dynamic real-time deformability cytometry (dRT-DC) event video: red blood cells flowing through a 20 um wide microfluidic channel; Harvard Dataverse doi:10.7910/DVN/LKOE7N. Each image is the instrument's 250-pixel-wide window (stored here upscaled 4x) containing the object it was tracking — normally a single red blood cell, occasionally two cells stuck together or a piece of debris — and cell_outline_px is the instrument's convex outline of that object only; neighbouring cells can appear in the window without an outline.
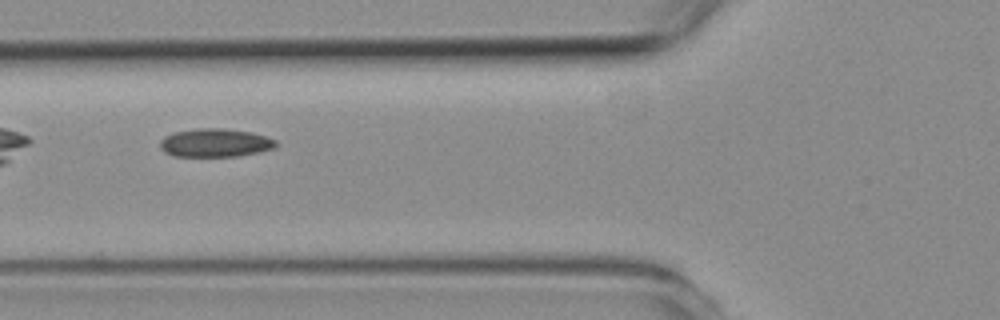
{"species": "common noctule bat (a hibernating species)", "species_latin": "Nyctalus noctula", "temperature_condition": "room temperature", "stored_images_in_passage": 8, "camera_frame_rate_fps": 3000, "um_per_image_px": 0.085, "animal": {"sex": "female", "body_mass_g": 19.3, "forearm_length_mm": 54.1}, "frame": {"image": 1, "passage_image": 4, "time_ms": 4.333, "image_size_px": [1000, 320], "cell_outline_px": [[276, 144], [272, 148], [260, 152], [240, 156], [172, 156], [164, 152], [160, 148], [160, 140], [164, 136], [176, 132], [196, 128], [224, 128], [252, 132], [276, 140]], "centroid_in_image_um": [18.26, 12.14], "position_along_channel_um": 107.5, "area_um2": 19.19}}
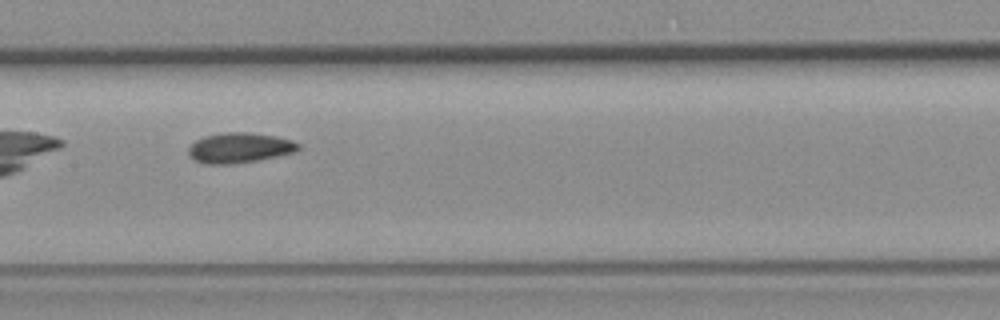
{"frame": {"image": 2, "passage_image": 6, "time_ms": 6.333, "image_size_px": [1000, 320], "cell_outline_px": [[300, 148], [296, 152], [256, 160], [228, 164], [204, 164], [196, 160], [188, 152], [188, 148], [196, 140], [204, 136], [224, 132], [248, 132], [276, 136], [292, 140], [300, 144]], "centroid_in_image_um": [20.38, 12.55], "position_along_channel_um": 187.0, "area_um2": 19.19}}
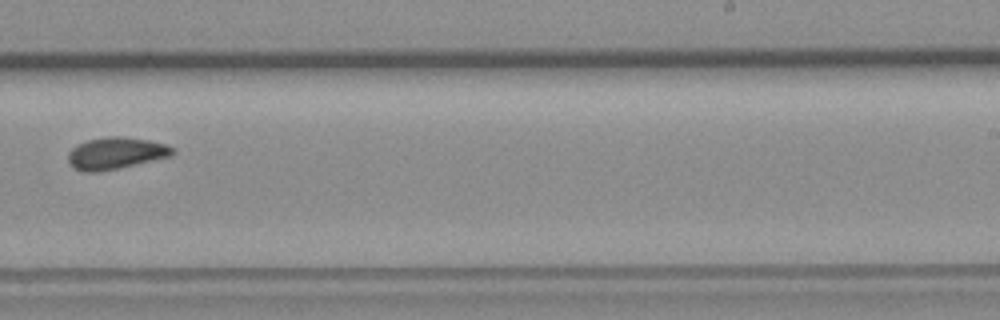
{"frame": {"image": 3, "passage_image": 8, "time_ms": 8.667, "image_size_px": [1000, 320], "cell_outline_px": [[176, 152], [172, 156], [120, 168], [100, 172], [84, 172], [72, 168], [68, 160], [68, 152], [76, 144], [88, 140], [108, 136], [120, 136], [148, 140], [168, 144], [176, 148]], "centroid_in_image_um": [9.86, 13.03], "position_along_channel_um": 279.1, "area_um2": 19.77}}